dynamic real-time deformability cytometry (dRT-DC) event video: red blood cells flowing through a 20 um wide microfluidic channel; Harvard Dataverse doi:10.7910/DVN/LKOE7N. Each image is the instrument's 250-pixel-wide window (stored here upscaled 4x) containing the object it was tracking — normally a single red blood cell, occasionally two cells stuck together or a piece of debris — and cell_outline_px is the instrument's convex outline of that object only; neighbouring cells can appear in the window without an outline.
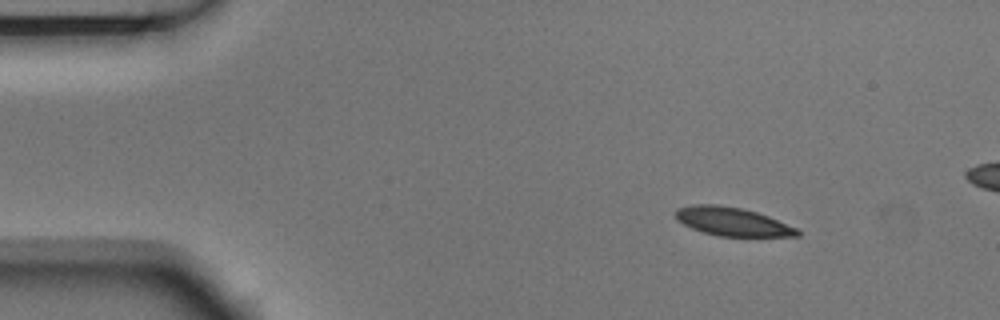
{"species": "Egyptian fruit bat (a non-hibernating species)", "species_latin": "Rousettus aegyptiacus", "temperature_condition": "room temperature", "stored_images_in_passage": 5, "camera_frame_rate_fps": 3000, "um_per_image_px": 0.085, "animal": {"sex": "male"}, "frame": {"image": 1, "passage_image": 2, "time_ms": 0.333, "image_size_px": [1000, 320], "cell_outline_px": [[800, 236], [720, 236], [704, 232], [692, 228], [676, 220], [676, 208], [692, 204], [716, 204], [740, 208], [756, 212], [768, 216], [800, 228]], "centroid_in_image_um": [62.27, 18.83], "position_along_channel_um": 22.7, "area_um2": 20.23}}